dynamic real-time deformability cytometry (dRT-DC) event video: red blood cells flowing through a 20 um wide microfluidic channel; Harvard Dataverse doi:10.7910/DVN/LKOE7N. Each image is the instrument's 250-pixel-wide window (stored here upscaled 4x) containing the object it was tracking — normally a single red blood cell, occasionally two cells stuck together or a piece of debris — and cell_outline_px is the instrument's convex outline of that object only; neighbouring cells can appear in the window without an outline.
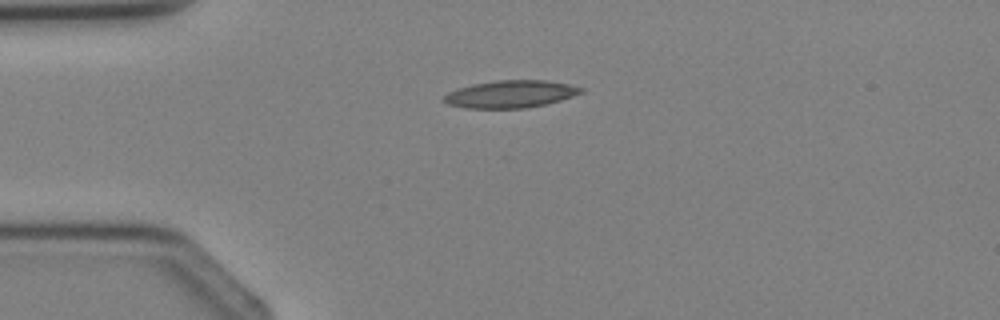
{"species": "Egyptian fruit bat (a non-hibernating species)", "species_latin": "Rousettus aegyptiacus", "temperature_condition": "cold", "stored_images_in_passage": 2, "camera_frame_rate_fps": 3000, "um_per_image_px": 0.085, "animal": {"sex": "female"}, "frame": {"image": 1, "passage_image": 1, "time_ms": 0.0, "image_size_px": [1000, 320], "cell_outline_px": [[584, 92], [560, 100], [528, 108], [464, 108], [448, 104], [440, 100], [448, 92], [456, 88], [472, 84], [496, 80], [544, 80], [568, 84], [584, 88]], "centroid_in_image_um": [43.35, 7.99], "position_along_channel_um": 41.6, "area_um2": 21.96}}
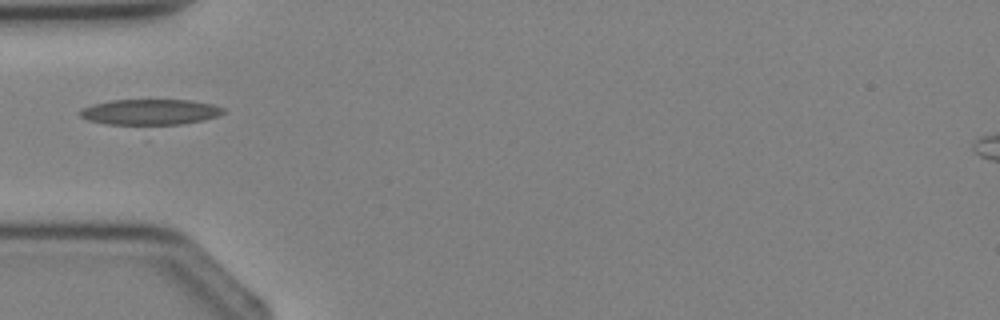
{"frame": {"image": 2, "passage_image": 2, "time_ms": 1.0, "image_size_px": [1000, 320], "cell_outline_px": [[224, 112], [216, 116], [144, 140], [88, 120], [80, 116], [80, 112], [84, 108], [92, 104], [112, 100], [192, 100], [212, 104], [224, 108]], "centroid_in_image_um": [12.69, 9.82], "position_along_channel_um": 72.3, "area_um2": 26.82}}